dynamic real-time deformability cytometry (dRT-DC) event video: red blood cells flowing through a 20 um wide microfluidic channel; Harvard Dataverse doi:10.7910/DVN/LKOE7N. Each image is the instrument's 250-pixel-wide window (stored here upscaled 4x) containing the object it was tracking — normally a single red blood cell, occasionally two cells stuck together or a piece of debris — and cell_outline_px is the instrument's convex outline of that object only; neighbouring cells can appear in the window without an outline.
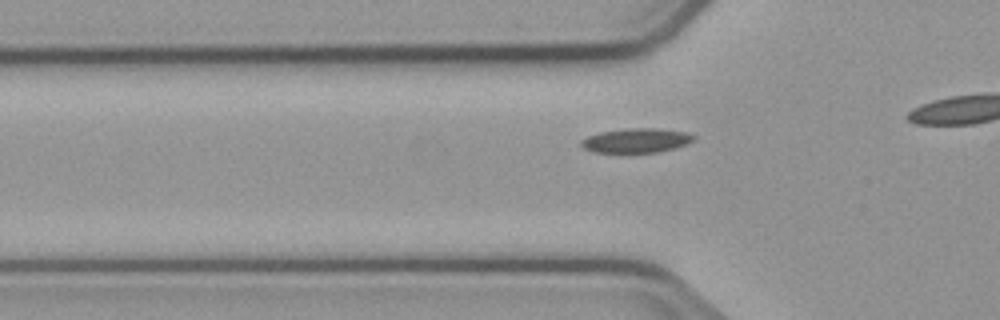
{"species": "common noctule bat (a hibernating species)", "species_latin": "Nyctalus noctula", "temperature_condition": "cold", "stored_images_in_passage": 32, "camera_frame_rate_fps": 3000, "um_per_image_px": 0.085, "animal": {"sex": "male", "body_mass_g": 23.1, "forearm_length_mm": 52.7}, "frame": {"image": 1, "passage_image": 7, "time_ms": 2.0, "image_size_px": [1000, 320], "cell_outline_px": [[696, 136], [692, 140], [676, 148], [656, 152], [596, 152], [584, 148], [580, 144], [580, 140], [588, 136], [600, 132], [632, 128], [656, 128], [688, 132]], "centroid_in_image_um": [54.08, 11.93], "position_along_channel_um": 71.7, "area_um2": 15.78}}
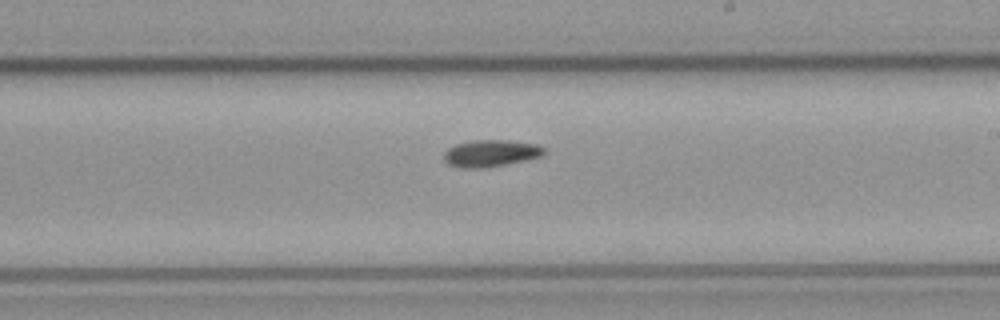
{"frame": {"image": 2, "passage_image": 21, "time_ms": 6.667, "image_size_px": [1000, 320], "cell_outline_px": [[544, 156], [484, 168], [460, 168], [448, 164], [444, 160], [444, 152], [448, 148], [456, 144], [476, 140], [508, 140], [536, 144], [544, 148]], "centroid_in_image_um": [41.7, 13.03], "position_along_channel_um": 247.3, "area_um2": 15.61}}
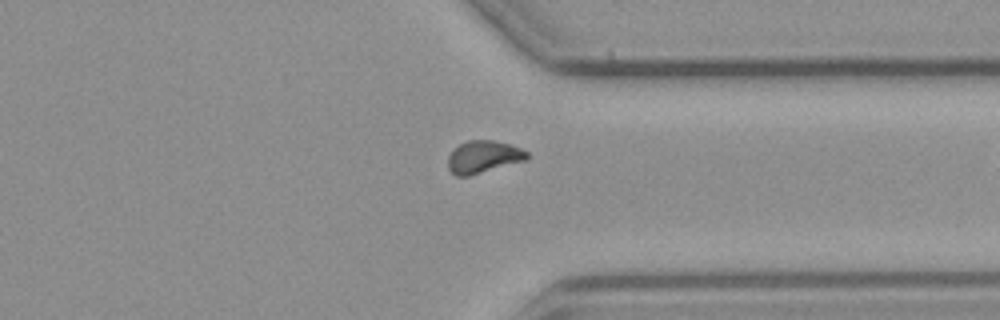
{"frame": {"image": 3, "passage_image": 31, "time_ms": 10.0, "image_size_px": [1000, 320], "cell_outline_px": [[532, 156], [528, 160], [468, 176], [456, 176], [448, 168], [448, 156], [460, 144], [468, 140], [492, 140], [508, 144], [520, 148], [528, 152]], "centroid_in_image_um": [41.13, 13.34], "position_along_channel_um": 370.3, "area_um2": 14.91}}